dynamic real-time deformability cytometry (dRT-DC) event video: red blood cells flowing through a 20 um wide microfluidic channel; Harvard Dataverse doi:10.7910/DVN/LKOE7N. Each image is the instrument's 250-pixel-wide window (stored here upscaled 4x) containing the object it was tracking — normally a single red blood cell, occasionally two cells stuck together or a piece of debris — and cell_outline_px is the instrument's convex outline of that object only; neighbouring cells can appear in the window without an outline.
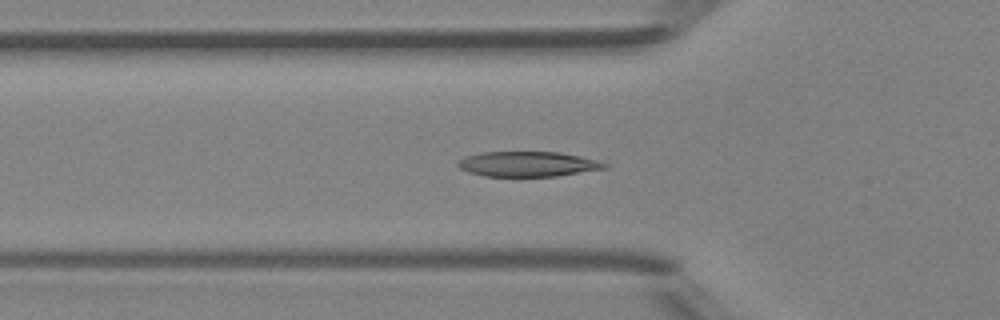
{"species": "Egyptian fruit bat (a non-hibernating species)", "species_latin": "Rousettus aegyptiacus", "temperature_condition": "room temperature", "stored_images_in_passage": 50, "camera_frame_rate_fps": 3000, "um_per_image_px": 0.085, "animal": {"sex": "female"}, "frame": {"image": 1, "passage_image": 17, "time_ms": 5.333, "image_size_px": [1000, 320], "cell_outline_px": [[608, 168], [556, 176], [484, 176], [468, 172], [460, 168], [456, 164], [464, 156], [480, 152], [560, 152], [580, 156], [596, 160], [608, 164]], "centroid_in_image_um": [44.85, 13.94], "position_along_channel_um": 81.0, "area_um2": 21.44}}
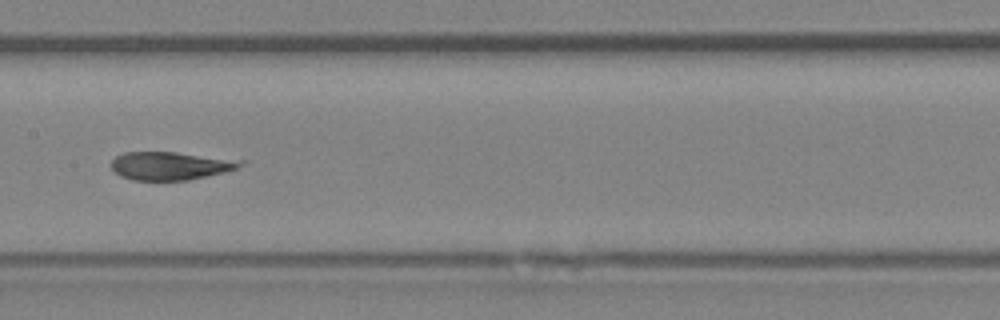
{"frame": {"image": 2, "passage_image": 25, "time_ms": 8.0, "image_size_px": [1000, 320], "cell_outline_px": [[248, 160], [244, 164], [236, 168], [224, 172], [188, 180], [132, 180], [120, 176], [112, 168], [112, 160], [116, 156], [124, 152], [176, 152]], "centroid_in_image_um": [14.53, 14.08], "position_along_channel_um": 192.9, "area_um2": 21.27}}
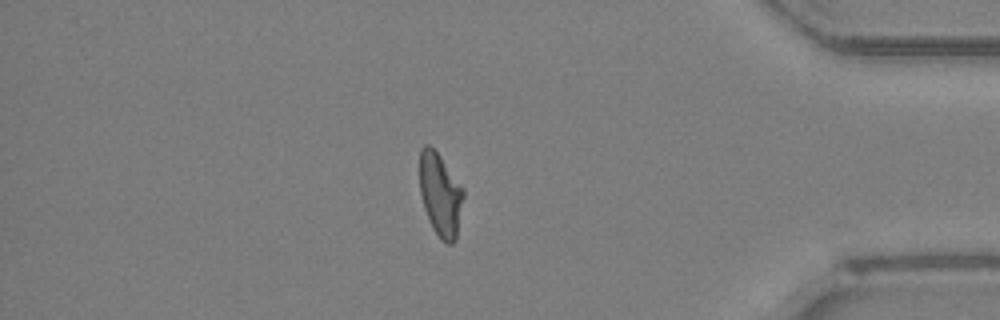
{"frame": {"image": 3, "passage_image": 42, "time_ms": 13.667, "image_size_px": [1000, 320], "cell_outline_px": [[464, 196], [456, 240], [452, 244], [448, 244], [440, 240], [432, 228], [428, 220], [424, 208], [420, 192], [420, 148], [424, 144], [428, 144], [440, 156], [464, 188]], "centroid_in_image_um": [37.43, 16.57], "position_along_channel_um": 397.8, "area_um2": 21.39}, "authors_computed_cell_mechanics": {"area_um2": 22.2241, "velocity_mm_per_s": 4.2157, "shape_relaxation_time_tau1_ms": 11.0236, "shape_relaxation_time_tau2_ms": 1.1091, "deformation_change_tau1": 0.3096, "deformation_change_tau2": 0.103}}